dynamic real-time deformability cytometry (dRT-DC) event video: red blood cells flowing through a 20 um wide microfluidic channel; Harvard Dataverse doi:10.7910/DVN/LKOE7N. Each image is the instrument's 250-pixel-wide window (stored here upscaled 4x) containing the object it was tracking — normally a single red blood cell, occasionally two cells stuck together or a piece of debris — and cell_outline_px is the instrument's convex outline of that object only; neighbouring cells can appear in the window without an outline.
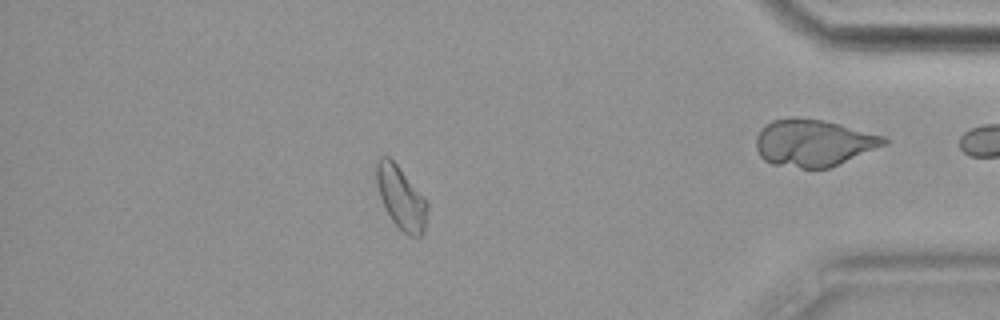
{"species": "common noctule bat (a hibernating species)", "species_latin": "Nyctalus noctula", "temperature_condition": "cold", "stored_images_in_passage": 56, "camera_frame_rate_fps": 3000, "um_per_image_px": 0.085, "animal": {"sex": "female", "body_mass_g": 19.9}, "frame": {"image": 1, "passage_image": 48, "time_ms": 15.667, "image_size_px": [1000, 320], "cell_outline_px": [[428, 208], [424, 228], [420, 236], [408, 236], [392, 220], [384, 208], [376, 184], [376, 160], [380, 156], [388, 156], [396, 164], [428, 204]], "centroid_in_image_um": [34.05, 16.8], "position_along_channel_um": 401.2, "area_um2": 18.15}}